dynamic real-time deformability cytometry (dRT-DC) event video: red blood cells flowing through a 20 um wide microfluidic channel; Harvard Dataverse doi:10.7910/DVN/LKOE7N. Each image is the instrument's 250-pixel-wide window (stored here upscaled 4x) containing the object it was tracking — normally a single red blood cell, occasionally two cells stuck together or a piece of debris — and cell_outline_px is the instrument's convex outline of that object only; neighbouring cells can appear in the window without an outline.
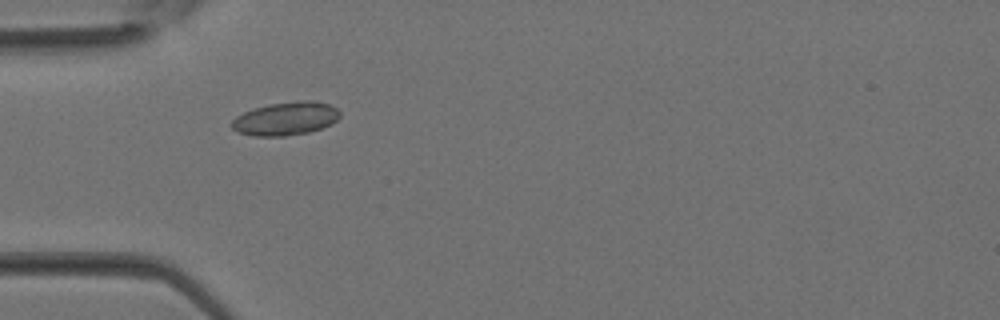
{"species": "Egyptian fruit bat (a non-hibernating species)", "species_latin": "Rousettus aegyptiacus", "temperature_condition": "room temperature", "stored_images_in_passage": 26, "camera_frame_rate_fps": 3000, "um_per_image_px": 0.085, "animal": {"sex": "female"}, "frame": {"image": 1, "passage_image": 1, "time_ms": 0.0, "image_size_px": [1000, 320], "cell_outline_px": [[340, 116], [332, 124], [308, 132], [284, 136], [252, 136], [240, 132], [232, 128], [232, 120], [236, 116], [244, 112], [268, 104], [304, 100], [312, 100], [328, 104], [336, 108], [340, 112]], "centroid_in_image_um": [24.29, 10.08], "position_along_channel_um": 60.7, "area_um2": 20.81}}
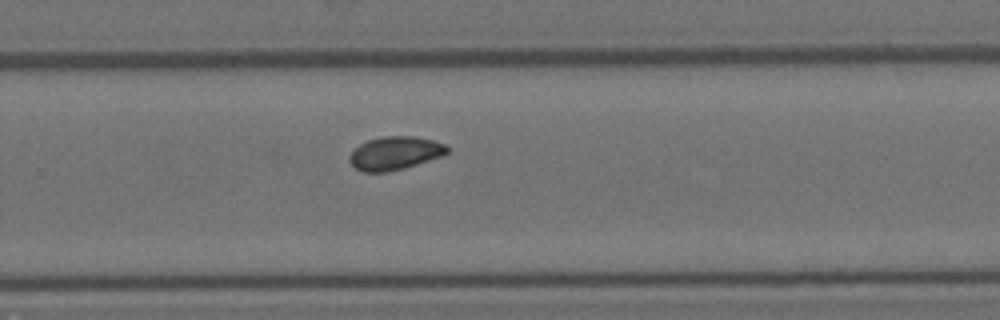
{"frame": {"image": 2, "passage_image": 14, "time_ms": 4.333, "image_size_px": [1000, 320], "cell_outline_px": [[448, 152], [444, 156], [404, 168], [388, 172], [364, 172], [356, 168], [348, 160], [348, 156], [360, 144], [368, 140], [384, 136], [416, 136], [432, 140], [444, 144], [448, 148]], "centroid_in_image_um": [33.58, 13.02], "position_along_channel_um": 296.2, "area_um2": 18.96}}
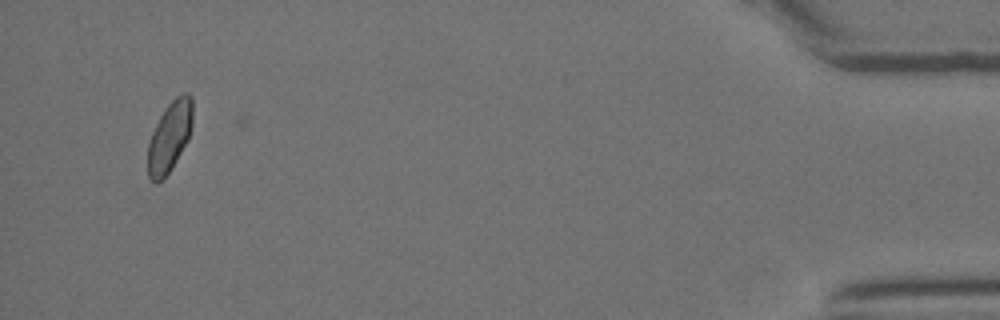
{"frame": {"image": 3, "passage_image": 25, "time_ms": 8.0, "image_size_px": [1000, 320], "cell_outline_px": [[192, 124], [188, 140], [172, 168], [156, 184], [148, 176], [148, 144], [152, 132], [160, 116], [168, 104], [176, 96], [184, 92], [188, 92], [192, 96]], "centroid_in_image_um": [14.43, 11.59], "position_along_channel_um": 420.8, "area_um2": 18.26}}